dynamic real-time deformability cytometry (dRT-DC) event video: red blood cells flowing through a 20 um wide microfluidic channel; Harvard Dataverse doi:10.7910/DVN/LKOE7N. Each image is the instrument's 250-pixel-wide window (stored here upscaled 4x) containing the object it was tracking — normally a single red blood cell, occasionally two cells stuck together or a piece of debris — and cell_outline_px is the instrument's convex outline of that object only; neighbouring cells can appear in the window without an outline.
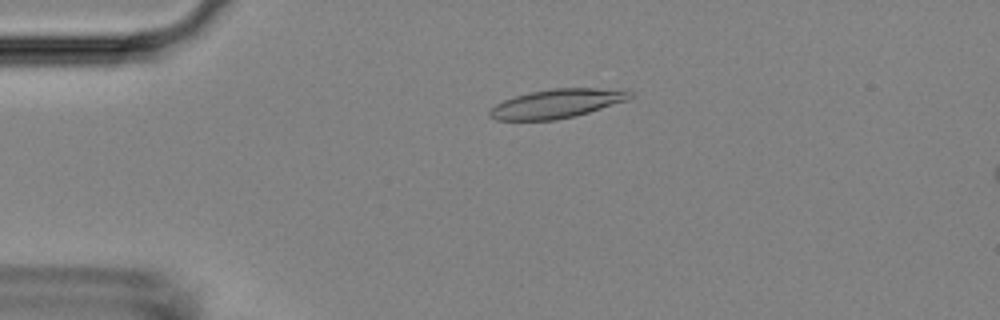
{"species": "Egyptian fruit bat (a non-hibernating species)", "species_latin": "Rousettus aegyptiacus", "temperature_condition": "room temperature", "stored_images_in_passage": 53, "camera_frame_rate_fps": 3000, "um_per_image_px": 0.085, "animal": {"sex": "female"}, "frame": {"image": 1, "passage_image": 12, "time_ms": 3.667, "image_size_px": [1000, 320], "cell_outline_px": [[636, 96], [628, 100], [576, 116], [556, 120], [496, 120], [488, 116], [488, 112], [496, 104], [504, 100], [516, 96], [532, 92], [552, 88], [628, 88]], "centroid_in_image_um": [47.43, 8.79], "position_along_channel_um": 37.6, "area_um2": 23.99}}
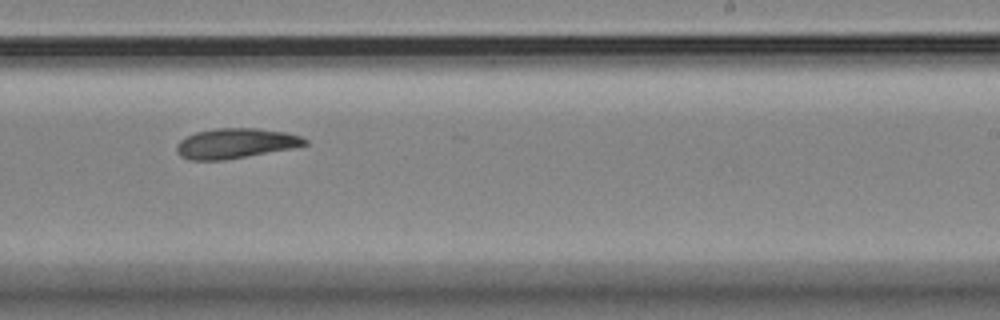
{"frame": {"image": 2, "passage_image": 33, "time_ms": 10.667, "image_size_px": [1000, 320], "cell_outline_px": [[308, 144], [292, 148], [248, 156], [224, 160], [188, 160], [180, 156], [176, 152], [176, 144], [180, 140], [196, 132], [216, 128], [256, 128], [284, 132], [300, 136], [308, 140]], "centroid_in_image_um": [19.99, 12.19], "position_along_channel_um": 269.0, "area_um2": 22.43}}
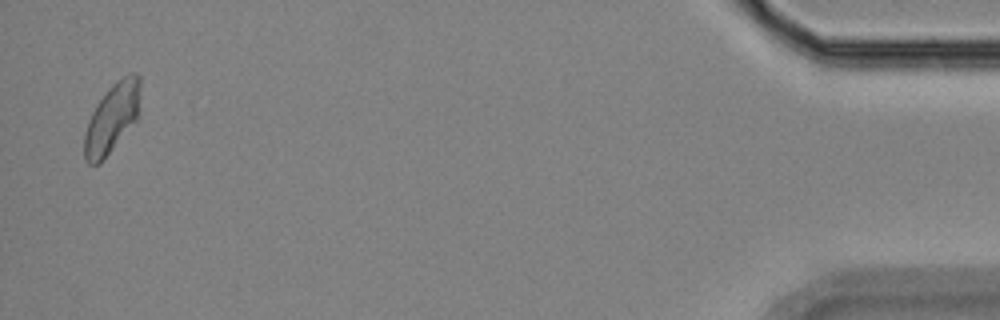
{"frame": {"image": 3, "passage_image": 52, "time_ms": 17.0, "image_size_px": [1000, 320], "cell_outline_px": [[140, 116], [104, 160], [100, 164], [88, 164], [84, 160], [84, 132], [88, 120], [96, 104], [112, 84], [128, 72], [136, 72], [140, 76]], "centroid_in_image_um": [9.54, 10.03], "position_along_channel_um": 425.7, "area_um2": 23.18}, "authors_computed_cell_mechanics": {"area_um2": 22.7732, "velocity_mm_per_s": 3.7792, "shape_relaxation_time_tau1_ms": 4.4177, "shape_relaxation_time_tau2_ms": 6.2017, "deformation_change_tau1": 0.1413, "deformation_change_tau2": 0.1358}}